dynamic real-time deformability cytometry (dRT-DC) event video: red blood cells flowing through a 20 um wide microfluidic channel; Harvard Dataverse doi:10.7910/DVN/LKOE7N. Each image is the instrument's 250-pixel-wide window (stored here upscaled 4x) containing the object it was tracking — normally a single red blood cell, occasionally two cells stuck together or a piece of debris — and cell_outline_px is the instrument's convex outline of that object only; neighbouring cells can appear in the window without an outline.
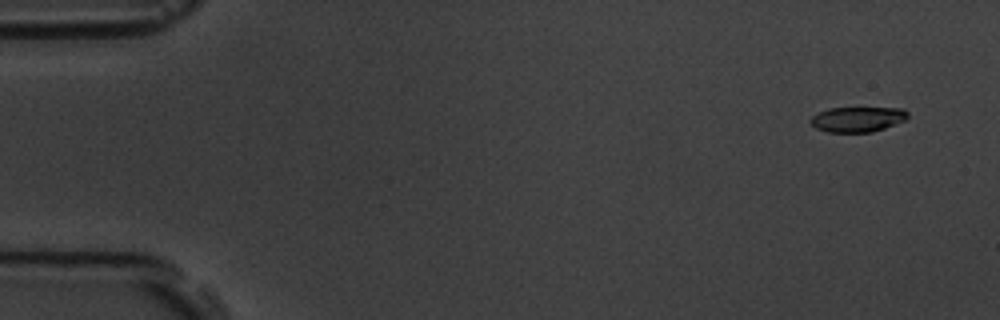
{"species": "common noctule bat (a hibernating species)", "species_latin": "Nyctalus noctula", "temperature_condition": "room temperature", "stored_images_in_passage": 5, "camera_frame_rate_fps": 3000, "um_per_image_px": 0.085, "animal": {"sex": "male", "body_mass_g": 19.5, "forearm_length_mm": 54.6}, "frame": {"image": 1, "passage_image": 2, "time_ms": 1.0, "image_size_px": [1000, 320], "cell_outline_px": [[908, 116], [904, 120], [884, 128], [872, 132], [828, 132], [816, 128], [808, 120], [812, 116], [828, 108], [904, 108], [908, 112]], "centroid_in_image_um": [72.88, 10.13], "position_along_channel_um": 12.1, "area_um2": 14.16}}